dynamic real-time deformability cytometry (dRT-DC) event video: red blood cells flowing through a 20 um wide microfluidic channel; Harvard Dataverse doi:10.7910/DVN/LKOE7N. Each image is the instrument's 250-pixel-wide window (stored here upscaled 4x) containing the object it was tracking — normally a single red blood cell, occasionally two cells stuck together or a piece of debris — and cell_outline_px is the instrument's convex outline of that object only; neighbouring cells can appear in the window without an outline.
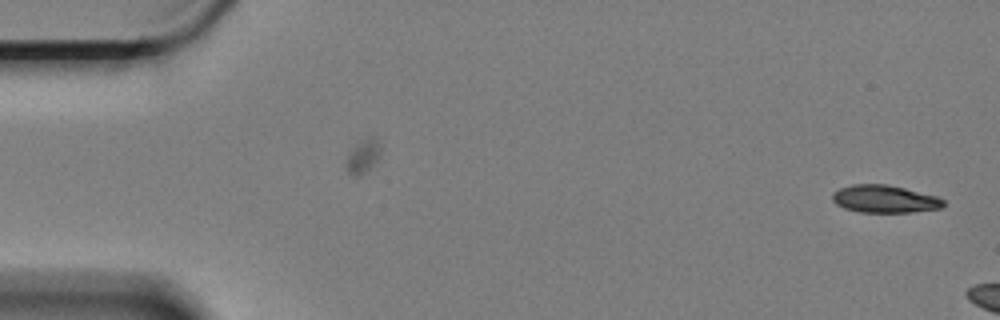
{"species": "Egyptian fruit bat (a non-hibernating species)", "species_latin": "Rousettus aegyptiacus", "temperature_condition": "cold", "stored_images_in_passage": 7, "camera_frame_rate_fps": 3000, "um_per_image_px": 0.085, "animal": {"sex": "female"}, "frame": {"image": 1, "passage_image": 1, "time_ms": 0.0, "image_size_px": [1000, 320], "cell_outline_px": [[944, 204], [940, 208], [912, 212], [860, 212], [844, 208], [836, 204], [832, 200], [832, 192], [840, 188], [852, 184], [884, 184], [904, 188], [936, 196], [944, 200]], "centroid_in_image_um": [75.15, 16.91], "position_along_channel_um": 9.8, "area_um2": 17.74}}